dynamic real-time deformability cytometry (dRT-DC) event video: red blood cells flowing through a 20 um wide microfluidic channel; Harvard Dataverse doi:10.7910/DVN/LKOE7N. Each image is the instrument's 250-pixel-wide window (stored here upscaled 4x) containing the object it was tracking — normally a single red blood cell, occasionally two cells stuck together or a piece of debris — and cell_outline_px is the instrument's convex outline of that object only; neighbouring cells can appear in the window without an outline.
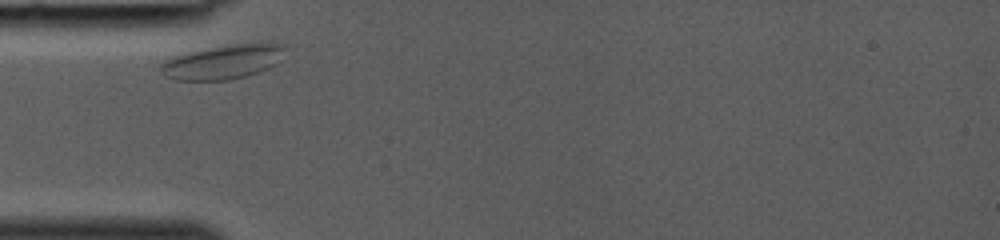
{"species": "common noctule bat (a hibernating species)", "species_latin": "Nyctalus noctula", "temperature_condition": "room temperature", "stored_images_in_passage": 23, "camera_frame_rate_fps": 3000, "um_per_image_px": 0.085, "animal": {"sex": "female", "body_mass_g": 19.0, "forearm_length_mm": 53.3}, "frame": {"image": 1, "passage_image": 1, "time_ms": 0.0, "image_size_px": [1000, 240], "cell_outline_px": [[284, 48], [272, 64], [268, 68], [244, 76], [228, 80], [176, 80], [164, 76], [160, 72], [160, 64], [164, 60], [176, 56], [208, 48], [236, 44], [284, 44]], "centroid_in_image_um": [18.82, 5.29], "position_along_channel_um": 66.2, "area_um2": 23.81}}
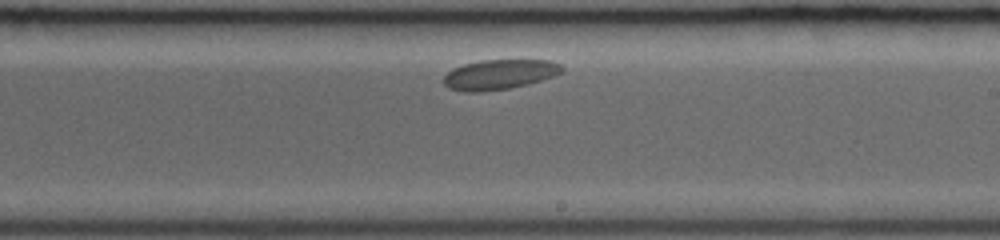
{"frame": {"image": 2, "passage_image": 13, "time_ms": 4.0, "image_size_px": [1000, 240], "cell_outline_px": [[564, 68], [560, 72], [552, 76], [528, 84], [508, 88], [480, 92], [464, 92], [448, 88], [440, 80], [452, 68], [464, 64], [480, 60], [552, 60], [560, 64]], "centroid_in_image_um": [42.39, 6.33], "position_along_channel_um": 246.6, "area_um2": 20.69}}
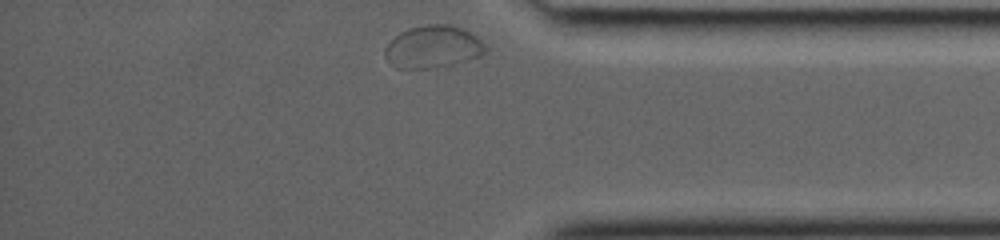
{"frame": {"image": 3, "passage_image": 23, "time_ms": 7.333, "image_size_px": [1000, 240], "cell_outline_px": [[484, 52], [480, 56], [452, 64], [432, 68], [396, 68], [384, 56], [384, 52], [388, 44], [400, 32], [408, 28], [428, 24], [448, 24], [460, 28], [476, 36], [484, 44]], "centroid_in_image_um": [36.77, 3.98], "position_along_channel_um": 398.4, "area_um2": 24.39}}